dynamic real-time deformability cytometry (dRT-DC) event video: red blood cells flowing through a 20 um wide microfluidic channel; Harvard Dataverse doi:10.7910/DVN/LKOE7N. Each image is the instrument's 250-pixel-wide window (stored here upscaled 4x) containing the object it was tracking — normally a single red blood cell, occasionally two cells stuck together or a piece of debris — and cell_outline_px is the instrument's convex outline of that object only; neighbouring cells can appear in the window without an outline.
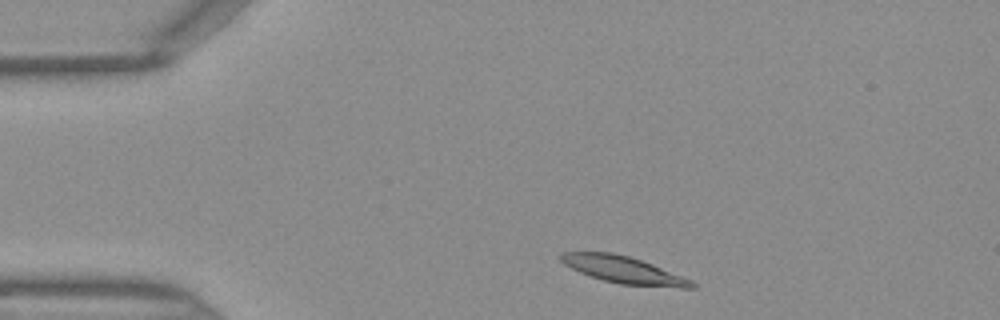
{"species": "Egyptian fruit bat (a non-hibernating species)", "species_latin": "Rousettus aegyptiacus", "temperature_condition": "warm", "stored_images_in_passage": 33, "camera_frame_rate_fps": 3000, "um_per_image_px": 0.085, "frame": {"image": 1, "passage_image": 2, "time_ms": 0.333, "image_size_px": [1000, 320], "cell_outline_px": [[696, 288], [680, 288], [620, 284], [604, 280], [580, 272], [564, 264], [556, 256], [560, 252], [612, 252], [628, 256], [652, 264], [692, 280], [696, 284]], "centroid_in_image_um": [52.99, 22.93], "position_along_channel_um": 32.0, "area_um2": 20.52}}
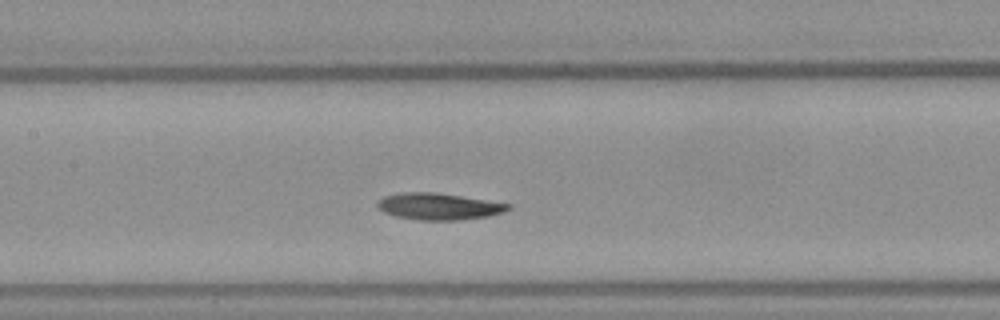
{"frame": {"image": 2, "passage_image": 15, "time_ms": 4.667, "image_size_px": [1000, 320], "cell_outline_px": [[512, 208], [504, 212], [488, 216], [460, 220], [416, 220], [396, 216], [384, 212], [376, 204], [384, 196], [400, 192], [436, 192], [512, 204]], "centroid_in_image_um": [37.32, 17.54], "position_along_channel_um": 170.1, "area_um2": 20.35}}
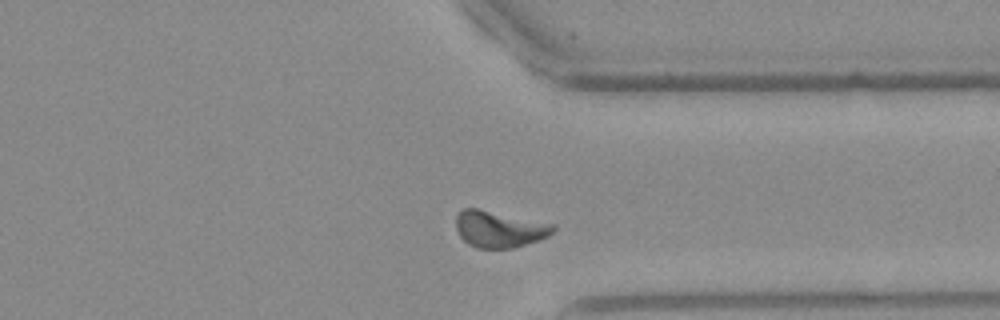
{"frame": {"image": 3, "passage_image": 29, "time_ms": 9.333, "image_size_px": [1000, 320], "cell_outline_px": [[556, 228], [548, 236], [512, 248], [476, 248], [468, 244], [460, 236], [456, 228], [456, 216], [464, 208], [476, 208], [552, 224]], "centroid_in_image_um": [42.39, 19.48], "position_along_channel_um": 369.0, "area_um2": 20.23}}